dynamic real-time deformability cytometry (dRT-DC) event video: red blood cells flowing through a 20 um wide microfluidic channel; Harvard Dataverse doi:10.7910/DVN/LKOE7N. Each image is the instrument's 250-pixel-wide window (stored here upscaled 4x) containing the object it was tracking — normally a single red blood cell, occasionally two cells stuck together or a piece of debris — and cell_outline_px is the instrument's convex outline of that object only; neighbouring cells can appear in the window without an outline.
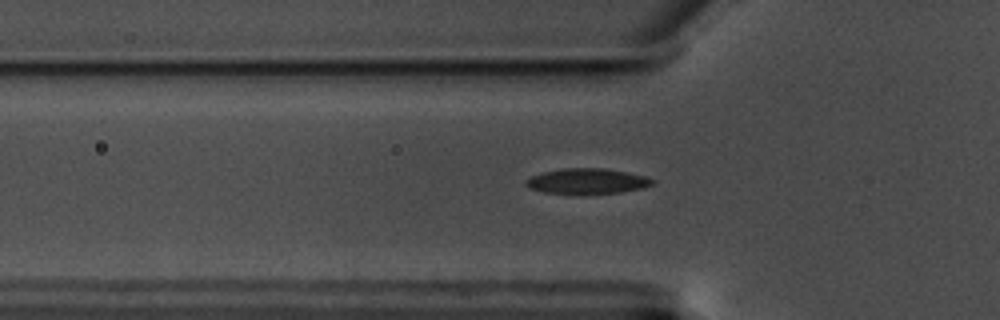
{"species": "common noctule bat (a hibernating species)", "species_latin": "Nyctalus noctula", "temperature_condition": "warm", "stored_images_in_passage": 42, "camera_frame_rate_fps": 3000, "um_per_image_px": 0.085, "animal": {"sex": "male", "body_mass_g": 17.5, "forearm_length_mm": 52.3}, "frame": {"image": 1, "passage_image": 7, "time_ms": 2.0, "image_size_px": [1000, 320], "cell_outline_px": [[656, 184], [644, 188], [620, 192], [544, 192], [528, 188], [524, 184], [524, 180], [532, 176], [544, 172], [560, 168], [604, 168], [628, 172], [648, 176], [656, 180]], "centroid_in_image_um": [49.97, 15.37], "position_along_channel_um": 75.8, "area_um2": 18.5}}
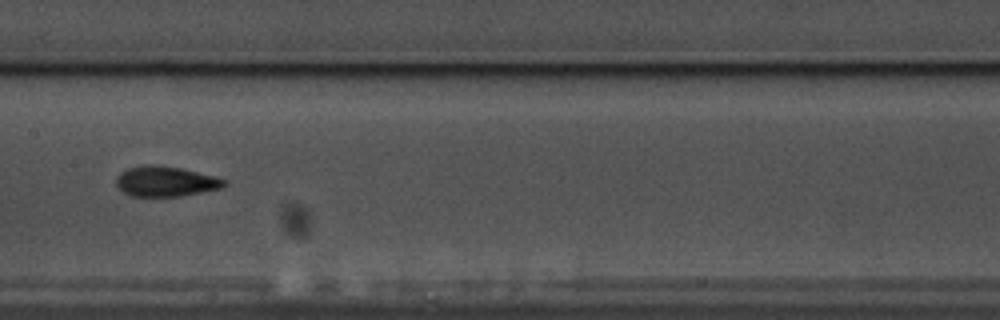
{"frame": {"image": 2, "passage_image": 17, "time_ms": 5.333, "image_size_px": [1000, 320], "cell_outline_px": [[228, 184], [224, 188], [180, 196], [128, 196], [116, 184], [116, 176], [120, 172], [128, 168], [144, 164], [156, 164], [180, 168], [216, 176], [228, 180]], "centroid_in_image_um": [14.11, 15.41], "position_along_channel_um": 193.3, "area_um2": 19.31}}
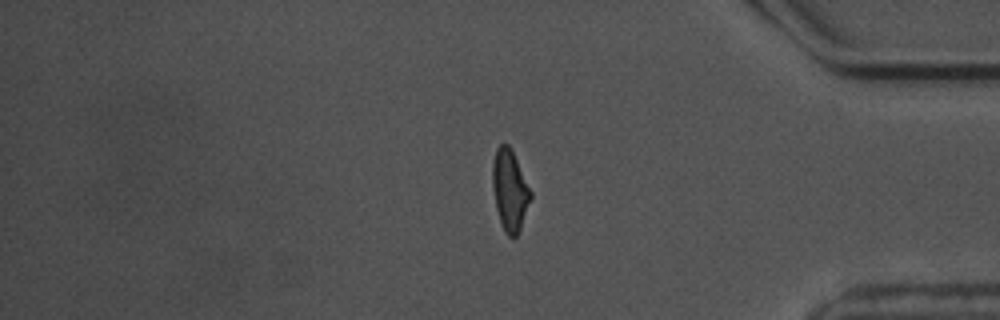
{"frame": {"image": 3, "passage_image": 36, "time_ms": 11.667, "image_size_px": [1000, 320], "cell_outline_px": [[532, 196], [520, 228], [516, 236], [508, 236], [504, 232], [496, 208], [492, 188], [492, 164], [496, 148], [500, 144], [508, 144], [532, 192]], "centroid_in_image_um": [43.31, 16.17], "position_along_channel_um": 391.9, "area_um2": 17.74}, "authors_computed_cell_mechanics": {"area_um2": 18.1492, "velocity_mm_per_s": 3.5225, "shape_relaxation_time_tau1_ms": 3.5609, "shape_relaxation_time_tau2_ms": 2.9321, "deformation_change_tau1": 0.1581, "deformation_change_tau2": 0.0642}}